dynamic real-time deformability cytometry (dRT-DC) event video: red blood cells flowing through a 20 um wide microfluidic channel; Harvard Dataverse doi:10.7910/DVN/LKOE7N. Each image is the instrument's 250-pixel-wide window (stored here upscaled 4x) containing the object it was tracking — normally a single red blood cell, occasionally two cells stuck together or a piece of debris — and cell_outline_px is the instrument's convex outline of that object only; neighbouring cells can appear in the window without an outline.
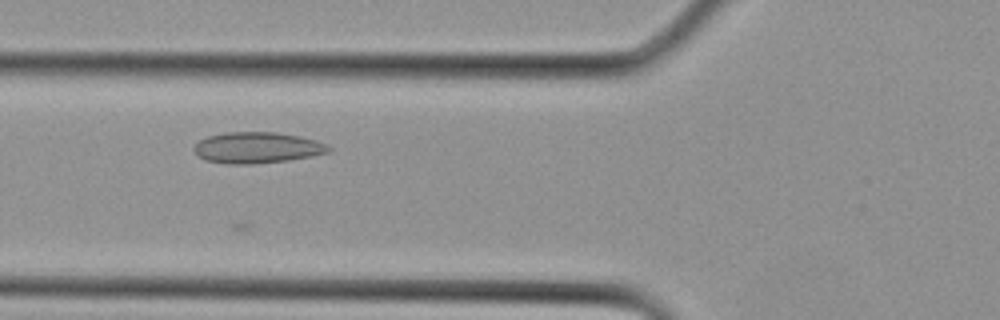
{"species": "Egyptian fruit bat (a non-hibernating species)", "species_latin": "Rousettus aegyptiacus", "temperature_condition": "cold", "stored_images_in_passage": 11, "camera_frame_rate_fps": 3000, "um_per_image_px": 0.085, "animal": {"sex": "female"}, "frame": {"image": 1, "passage_image": 4, "time_ms": 1.0, "image_size_px": [1000, 320], "cell_outline_px": [[332, 152], [312, 156], [288, 160], [252, 164], [228, 164], [204, 160], [192, 148], [200, 140], [208, 136], [224, 132], [276, 132], [300, 136], [316, 140], [328, 144], [332, 148]], "centroid_in_image_um": [21.9, 12.55], "position_along_channel_um": 103.9, "area_um2": 24.57}}
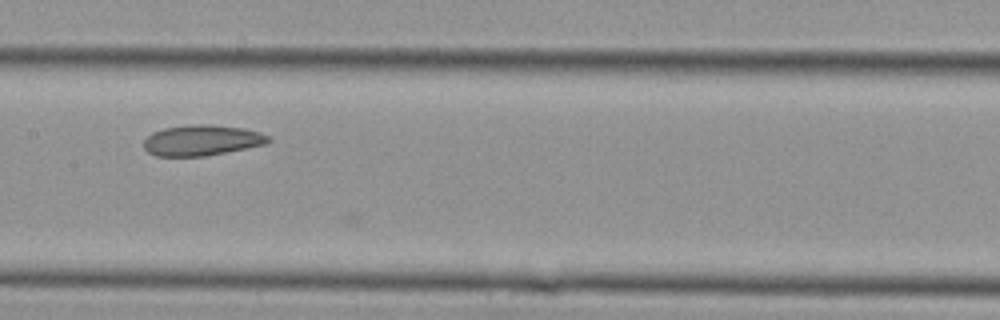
{"frame": {"image": 2, "passage_image": 8, "time_ms": 2.333, "image_size_px": [1000, 320], "cell_outline_px": [[272, 140], [264, 144], [248, 148], [204, 156], [156, 156], [148, 152], [144, 148], [144, 140], [152, 132], [164, 128], [192, 124], [212, 124], [244, 128], [260, 132], [268, 136]], "centroid_in_image_um": [17.16, 11.92], "position_along_channel_um": 190.2, "area_um2": 22.31}}
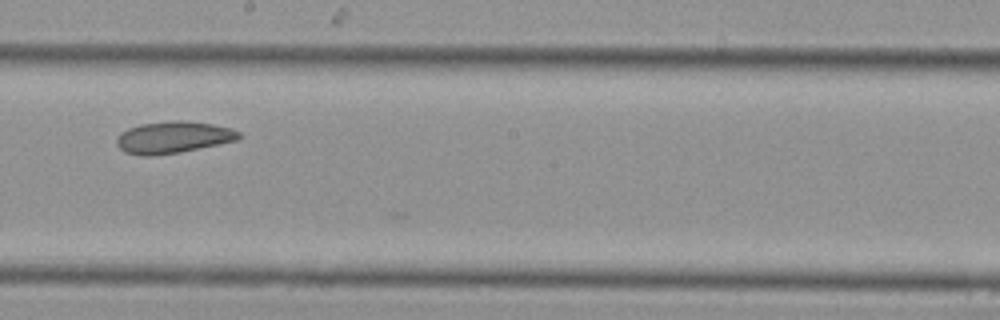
{"frame": {"image": 3, "passage_image": 10, "time_ms": 3.0, "image_size_px": [1000, 320], "cell_outline_px": [[244, 136], [236, 140], [180, 152], [148, 156], [140, 156], [124, 152], [116, 144], [116, 140], [120, 132], [128, 128], [140, 124], [172, 120], [180, 120], [212, 124], [232, 128], [240, 132]], "centroid_in_image_um": [14.7, 11.66], "position_along_channel_um": 233.5, "area_um2": 22.72}}